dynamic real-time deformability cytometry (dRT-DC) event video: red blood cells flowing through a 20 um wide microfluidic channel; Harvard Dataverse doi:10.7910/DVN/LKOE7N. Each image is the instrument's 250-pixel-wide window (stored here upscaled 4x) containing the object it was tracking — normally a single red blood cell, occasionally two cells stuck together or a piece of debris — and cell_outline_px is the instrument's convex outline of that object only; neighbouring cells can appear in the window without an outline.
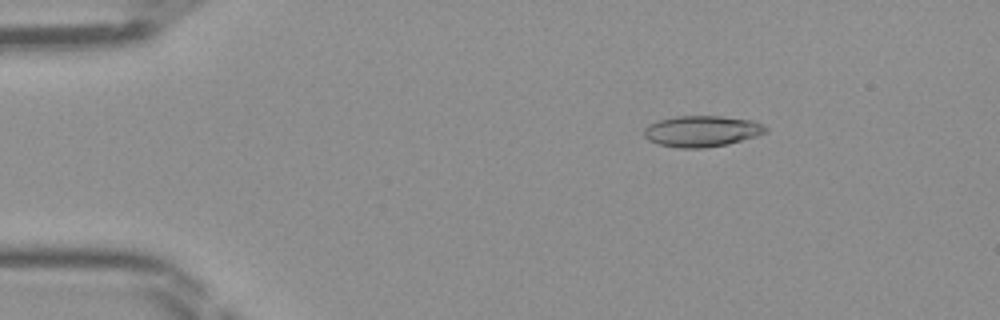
{"species": "Egyptian fruit bat (a non-hibernating species)", "species_latin": "Rousettus aegyptiacus", "temperature_condition": "room temperature", "stored_images_in_passage": 47, "camera_frame_rate_fps": 3000, "um_per_image_px": 0.085, "frame": {"image": 1, "passage_image": 8, "time_ms": 2.333, "image_size_px": [1000, 320], "cell_outline_px": [[768, 132], [728, 144], [704, 148], [676, 148], [660, 144], [648, 140], [644, 136], [644, 128], [648, 124], [660, 120], [676, 116], [720, 116], [752, 120], [768, 128]], "centroid_in_image_um": [59.63, 11.15], "position_along_channel_um": 25.4, "area_um2": 21.96}}
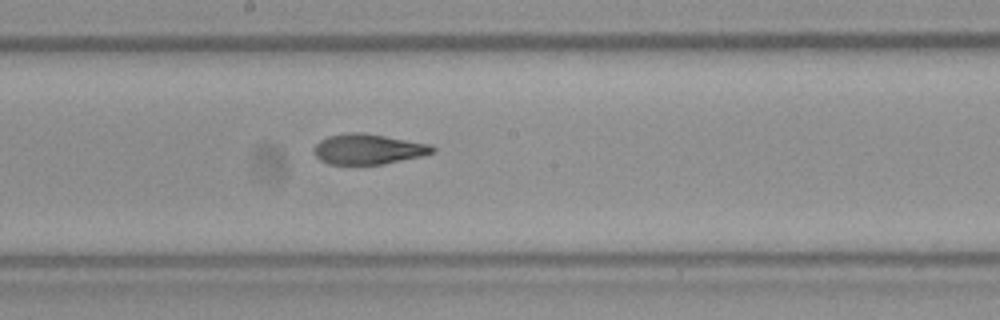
{"frame": {"image": 2, "passage_image": 26, "time_ms": 8.333, "image_size_px": [1000, 320], "cell_outline_px": [[436, 152], [424, 156], [384, 164], [328, 164], [320, 160], [312, 152], [312, 148], [320, 140], [328, 136], [348, 132], [364, 132], [432, 144], [436, 148]], "centroid_in_image_um": [31.32, 12.67], "position_along_channel_um": 216.9, "area_um2": 21.39}}
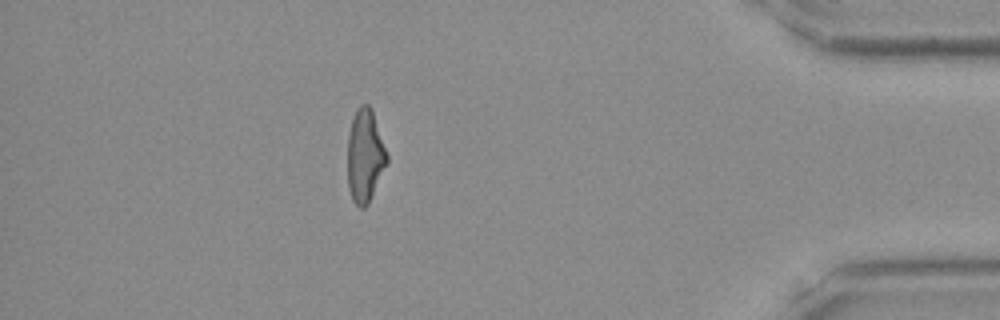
{"frame": {"image": 3, "passage_image": 42, "time_ms": 13.667, "image_size_px": [1000, 320], "cell_outline_px": [[388, 160], [368, 204], [364, 208], [360, 208], [352, 200], [348, 188], [348, 132], [356, 108], [360, 104], [368, 104], [372, 108], [388, 156]], "centroid_in_image_um": [31.01, 13.22], "position_along_channel_um": 404.2, "area_um2": 21.33}}